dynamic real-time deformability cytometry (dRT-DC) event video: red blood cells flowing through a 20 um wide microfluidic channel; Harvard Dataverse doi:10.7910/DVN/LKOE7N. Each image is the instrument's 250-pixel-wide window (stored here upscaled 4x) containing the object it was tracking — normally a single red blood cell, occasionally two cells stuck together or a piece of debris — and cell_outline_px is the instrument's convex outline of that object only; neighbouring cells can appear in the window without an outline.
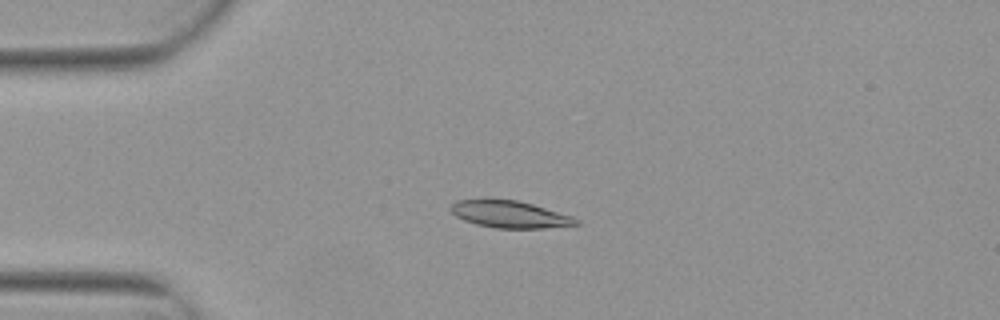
{"species": "Egyptian fruit bat (a non-hibernating species)", "species_latin": "Rousettus aegyptiacus", "temperature_condition": "warm", "stored_images_in_passage": 6, "camera_frame_rate_fps": 3000, "um_per_image_px": 0.085, "animal": {"sex": "female"}, "frame": {"image": 1, "passage_image": 4, "time_ms": 1.0, "image_size_px": [1000, 320], "cell_outline_px": [[580, 224], [544, 228], [496, 228], [476, 224], [464, 220], [456, 216], [448, 208], [456, 200], [488, 196], [516, 200], [532, 204], [572, 216], [580, 220]], "centroid_in_image_um": [43.25, 18.17], "position_along_channel_um": 41.7, "area_um2": 20.35}}
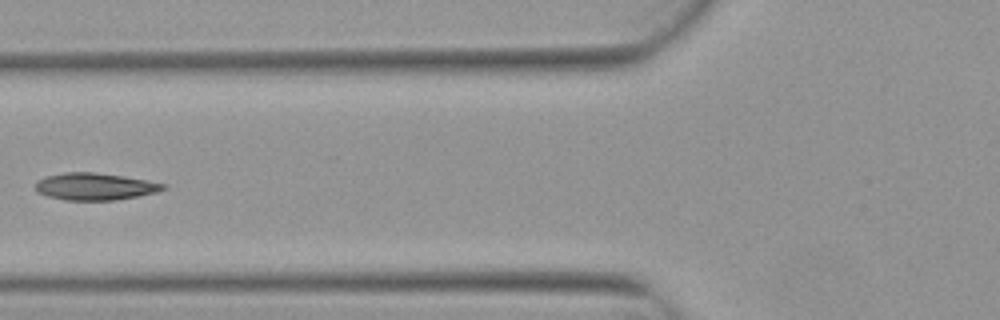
{"frame": {"image": 2, "passage_image": 6, "time_ms": 1.667, "image_size_px": [1000, 320], "cell_outline_px": [[168, 188], [156, 192], [116, 200], [64, 200], [48, 196], [36, 192], [36, 180], [44, 176], [64, 172], [96, 172], [124, 176], [148, 180], [168, 184]], "centroid_in_image_um": [8.07, 15.84], "position_along_channel_um": 117.7, "area_um2": 20.4}}